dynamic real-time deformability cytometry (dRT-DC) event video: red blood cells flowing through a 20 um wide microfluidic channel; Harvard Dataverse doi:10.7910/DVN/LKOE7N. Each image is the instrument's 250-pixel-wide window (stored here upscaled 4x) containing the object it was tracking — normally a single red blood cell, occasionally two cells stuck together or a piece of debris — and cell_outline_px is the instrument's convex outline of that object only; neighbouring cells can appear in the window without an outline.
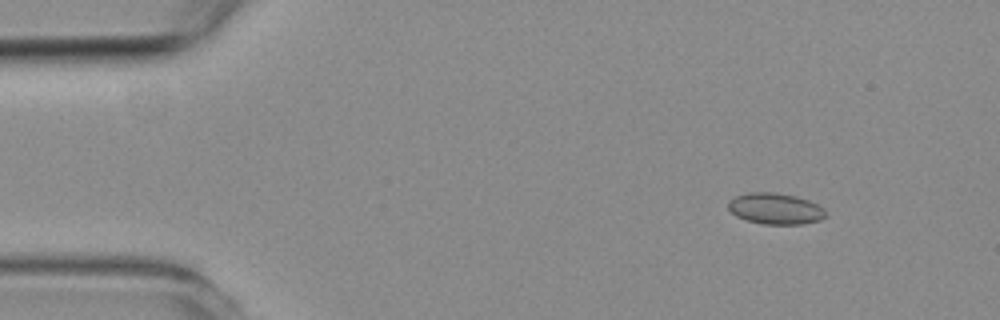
{"species": "common noctule bat (a hibernating species)", "species_latin": "Nyctalus noctula", "temperature_condition": "room temperature", "stored_images_in_passage": 6, "camera_frame_rate_fps": 3000, "um_per_image_px": 0.085, "animal": {"sex": "female", "body_mass_g": 19.3, "forearm_length_mm": 54.1}, "frame": {"image": 1, "passage_image": 1, "time_ms": 0.0, "image_size_px": [1000, 320], "cell_outline_px": [[824, 216], [820, 220], [800, 224], [764, 224], [748, 220], [736, 216], [728, 208], [728, 200], [736, 196], [748, 192], [776, 192], [796, 196], [808, 200], [824, 208]], "centroid_in_image_um": [65.88, 17.72], "position_along_channel_um": 19.1, "area_um2": 17.57}}
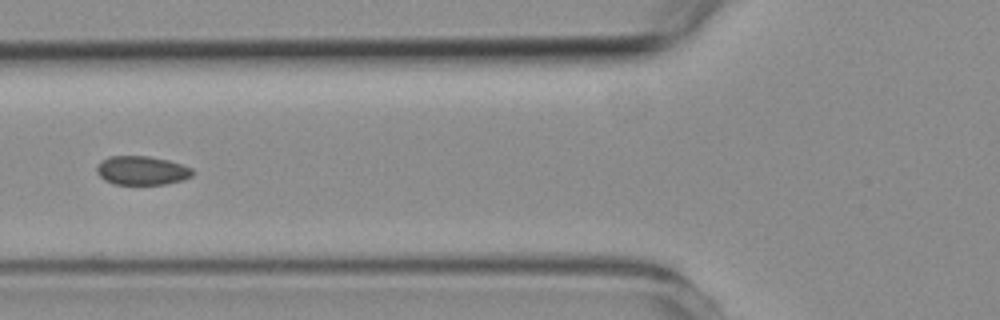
{"frame": {"image": 2, "passage_image": 5, "time_ms": 4.667, "image_size_px": [1000, 320], "cell_outline_px": [[196, 172], [192, 176], [184, 180], [164, 184], [112, 184], [104, 180], [96, 172], [96, 168], [100, 160], [108, 156], [148, 156], [168, 160], [192, 168]], "centroid_in_image_um": [12.05, 14.49], "position_along_channel_um": 113.8, "area_um2": 16.3}}
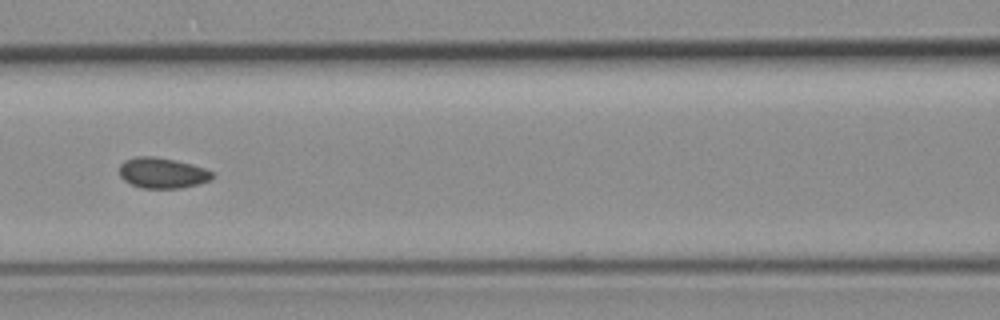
{"frame": {"image": 3, "passage_image": 6, "time_ms": 5.667, "image_size_px": [1000, 320], "cell_outline_px": [[216, 176], [208, 180], [196, 184], [180, 188], [144, 188], [132, 184], [124, 180], [120, 176], [120, 164], [124, 160], [136, 156], [152, 156], [192, 164], [204, 168], [212, 172]], "centroid_in_image_um": [13.78, 14.69], "position_along_channel_um": 152.8, "area_um2": 16.36}}